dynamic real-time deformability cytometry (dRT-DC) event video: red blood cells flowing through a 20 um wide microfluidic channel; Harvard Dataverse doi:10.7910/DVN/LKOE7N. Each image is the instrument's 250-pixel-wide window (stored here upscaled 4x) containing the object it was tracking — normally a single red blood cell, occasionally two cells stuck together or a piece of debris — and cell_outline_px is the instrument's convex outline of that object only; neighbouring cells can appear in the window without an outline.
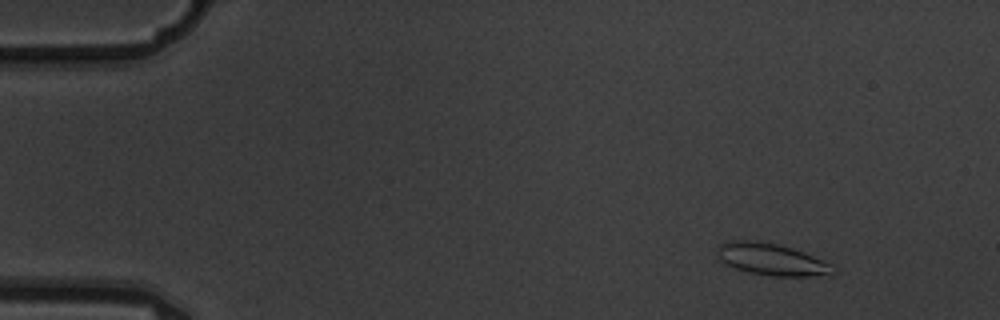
{"species": "common noctule bat (a hibernating species)", "species_latin": "Nyctalus noctula", "temperature_condition": "warm", "stored_images_in_passage": 4, "camera_frame_rate_fps": 3000, "um_per_image_px": 0.085, "animal": {"sex": "male", "body_mass_g": 19.5, "forearm_length_mm": 54.6}, "frame": {"image": 1, "passage_image": 2, "time_ms": 0.333, "image_size_px": [1000, 320], "cell_outline_px": [[836, 272], [808, 276], [772, 276], [752, 272], [736, 268], [724, 264], [720, 260], [716, 252], [720, 244], [728, 240], [756, 240], [776, 244], [792, 248], [832, 264], [836, 268]], "centroid_in_image_um": [65.53, 22.03], "position_along_channel_um": 19.5, "area_um2": 21.27}}